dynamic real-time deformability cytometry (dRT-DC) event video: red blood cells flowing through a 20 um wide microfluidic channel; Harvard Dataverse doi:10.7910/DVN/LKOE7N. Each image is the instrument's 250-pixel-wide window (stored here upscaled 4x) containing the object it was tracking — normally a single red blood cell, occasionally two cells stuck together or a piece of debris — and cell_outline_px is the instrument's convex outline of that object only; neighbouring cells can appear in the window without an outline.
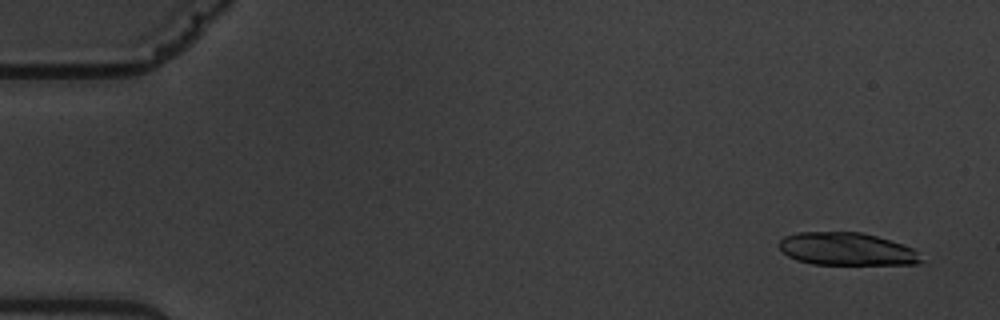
{"species": "common noctule bat (a hibernating species)", "species_latin": "Nyctalus noctula", "temperature_condition": "warm", "stored_images_in_passage": 11, "camera_frame_rate_fps": 3000, "um_per_image_px": 0.085, "animal": {"sex": "male", "body_mass_g": 19.5, "forearm_length_mm": 54.6}, "frame": {"image": 1, "passage_image": 1, "time_ms": 0.0, "image_size_px": [1000, 320], "cell_outline_px": [[924, 260], [920, 264], [812, 264], [796, 260], [788, 256], [776, 244], [784, 236], [800, 232], [860, 232], [876, 236], [904, 244], [912, 248]], "centroid_in_image_um": [71.96, 21.17], "position_along_channel_um": 13.0, "area_um2": 27.11}}
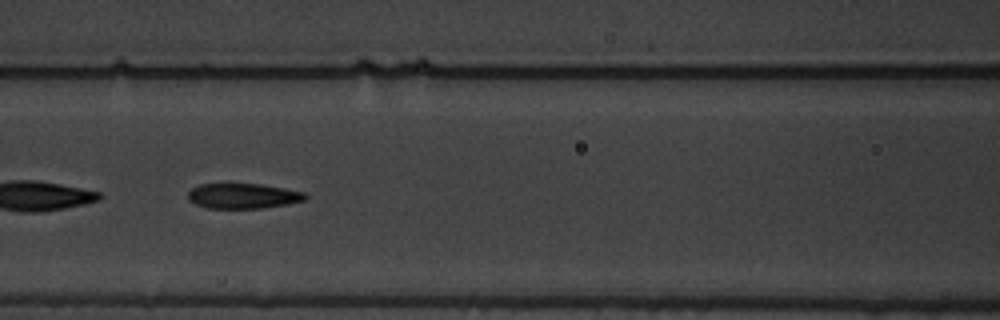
{"frame": {"image": 2, "passage_image": 7, "time_ms": 7.667, "image_size_px": [1000, 320], "cell_outline_px": [[308, 196], [304, 200], [288, 204], [264, 208], [208, 208], [196, 204], [188, 200], [188, 192], [192, 188], [200, 184], [228, 180], [260, 184], [284, 188], [304, 192]], "centroid_in_image_um": [20.6, 16.6], "position_along_channel_um": 146.0, "area_um2": 18.03}}
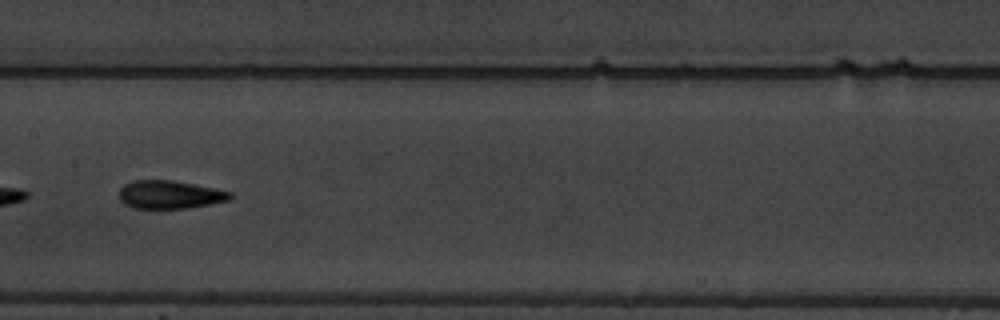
{"frame": {"image": 3, "passage_image": 8, "time_ms": 9.0, "image_size_px": [1000, 320], "cell_outline_px": [[232, 196], [228, 200], [188, 208], [132, 208], [124, 204], [120, 200], [120, 188], [124, 184], [132, 180], [172, 180], [232, 192]], "centroid_in_image_um": [14.38, 16.54], "position_along_channel_um": 193.0, "area_um2": 18.03}}